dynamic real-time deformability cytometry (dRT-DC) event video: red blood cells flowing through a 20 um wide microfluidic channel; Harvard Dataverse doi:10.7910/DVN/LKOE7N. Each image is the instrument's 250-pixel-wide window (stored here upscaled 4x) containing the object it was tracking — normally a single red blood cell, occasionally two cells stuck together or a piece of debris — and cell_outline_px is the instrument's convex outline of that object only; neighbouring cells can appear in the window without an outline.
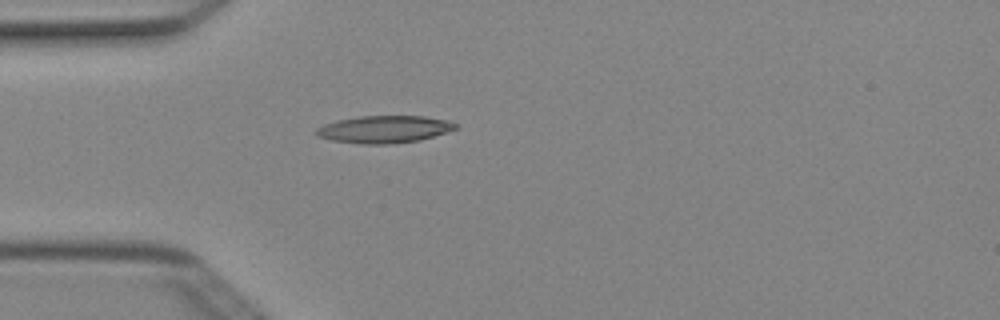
{"species": "Egyptian fruit bat (a non-hibernating species)", "species_latin": "Rousettus aegyptiacus", "temperature_condition": "cold", "stored_images_in_passage": 4, "camera_frame_rate_fps": 3000, "um_per_image_px": 0.085, "animal": {"sex": "female"}, "frame": {"image": 1, "passage_image": 4, "time_ms": 1.0, "image_size_px": [1000, 320], "cell_outline_px": [[460, 124], [456, 128], [420, 140], [388, 144], [364, 144], [332, 140], [316, 136], [316, 128], [324, 124], [336, 120], [360, 116], [424, 116], [448, 120]], "centroid_in_image_um": [32.64, 10.98], "position_along_channel_um": 52.4, "area_um2": 22.08}}